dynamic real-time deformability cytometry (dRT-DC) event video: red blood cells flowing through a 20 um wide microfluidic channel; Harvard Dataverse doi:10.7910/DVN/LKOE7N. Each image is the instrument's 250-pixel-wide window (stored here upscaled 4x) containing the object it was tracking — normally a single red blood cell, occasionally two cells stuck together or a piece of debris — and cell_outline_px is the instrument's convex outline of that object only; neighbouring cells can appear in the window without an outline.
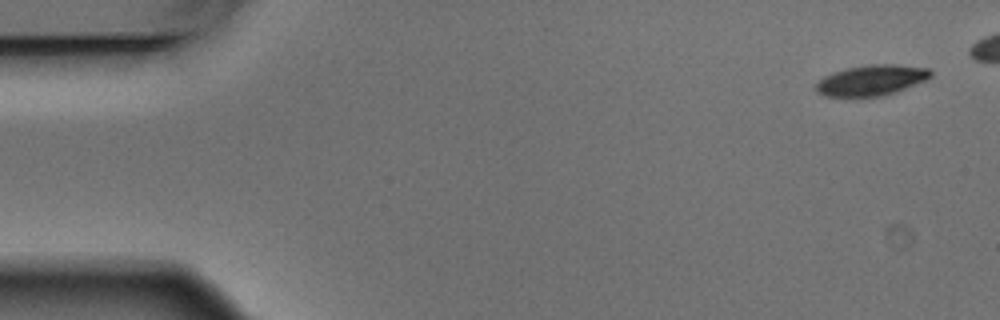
{"species": "Egyptian fruit bat (a non-hibernating species)", "species_latin": "Rousettus aegyptiacus", "temperature_condition": "warm", "stored_images_in_passage": 5, "camera_frame_rate_fps": 3000, "um_per_image_px": 0.085, "animal": {"sex": "male"}, "frame": {"image": 1, "passage_image": 1, "time_ms": 0.0, "image_size_px": [1000, 320], "cell_outline_px": [[932, 76], [924, 80], [896, 92], [880, 96], [824, 96], [816, 92], [812, 84], [824, 76], [832, 72], [844, 68], [868, 64], [896, 64], [928, 68], [932, 72]], "centroid_in_image_um": [73.99, 6.81], "position_along_channel_um": 11.0, "area_um2": 20.63}}